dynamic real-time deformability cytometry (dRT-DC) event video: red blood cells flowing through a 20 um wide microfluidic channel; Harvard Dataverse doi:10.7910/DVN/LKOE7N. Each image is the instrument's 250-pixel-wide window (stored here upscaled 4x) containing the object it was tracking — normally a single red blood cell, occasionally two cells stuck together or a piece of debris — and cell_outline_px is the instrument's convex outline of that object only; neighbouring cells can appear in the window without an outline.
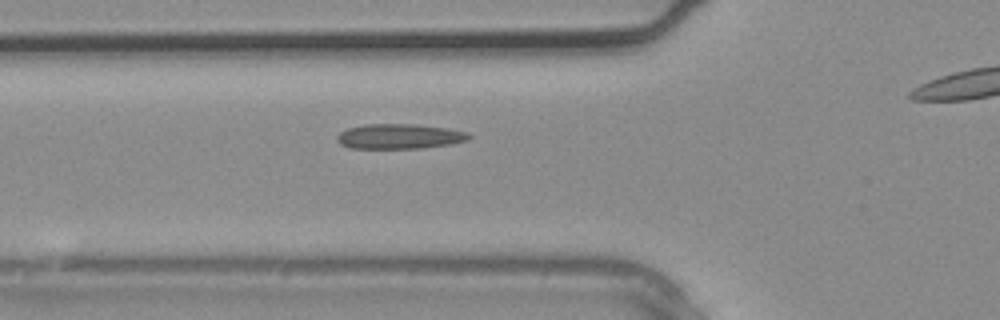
{"species": "common noctule bat (a hibernating species)", "species_latin": "Nyctalus noctula", "temperature_condition": "warm", "stored_images_in_passage": 5, "segment_of_instrument_passage": [1, 2], "camera_frame_rate_fps": 3000, "um_per_image_px": 0.085, "animal": {"sex": "male", "body_mass_g": 20.4}, "frame": {"image": 1, "passage_image": 4, "time_ms": 1.0, "image_size_px": [1000, 320], "cell_outline_px": [[472, 136], [468, 140], [452, 144], [420, 148], [348, 148], [340, 144], [336, 140], [336, 136], [340, 132], [348, 128], [368, 124], [412, 124], [448, 128], [468, 132]], "centroid_in_image_um": [33.96, 11.59], "position_along_channel_um": 91.8, "area_um2": 19.25}}